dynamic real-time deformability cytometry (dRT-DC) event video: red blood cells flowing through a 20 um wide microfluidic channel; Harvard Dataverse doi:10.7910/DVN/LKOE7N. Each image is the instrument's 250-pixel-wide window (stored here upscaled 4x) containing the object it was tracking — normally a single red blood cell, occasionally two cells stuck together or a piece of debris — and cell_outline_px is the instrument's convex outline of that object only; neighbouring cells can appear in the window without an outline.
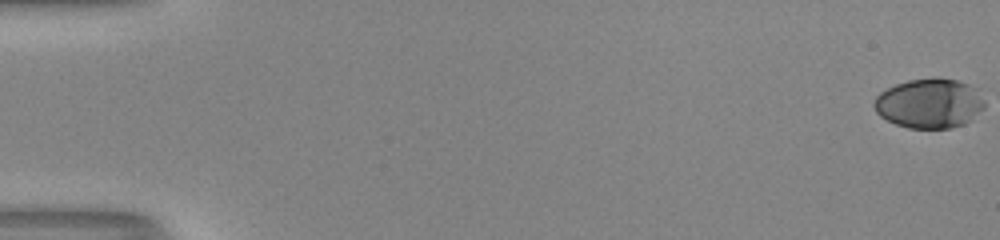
{"species": "human", "species_latin": "Homo sapiens", "temperature_condition": "room temperature", "stored_images_in_passage": 55, "camera_frame_rate_fps": 3000, "um_per_image_px": 0.085, "donor": {"sex": "male"}, "frame": {"image": 1, "passage_image": 1, "time_ms": 0.0, "image_size_px": [1000, 240], "cell_outline_px": [[984, 108], [972, 120], [964, 124], [952, 128], [908, 128], [896, 124], [880, 116], [876, 112], [872, 104], [876, 96], [880, 92], [896, 84], [908, 80], [940, 76], [956, 80], [968, 84], [976, 88], [984, 100]], "centroid_in_image_um": [79.01, 8.78], "position_along_channel_um": 6.0, "area_um2": 32.31}}
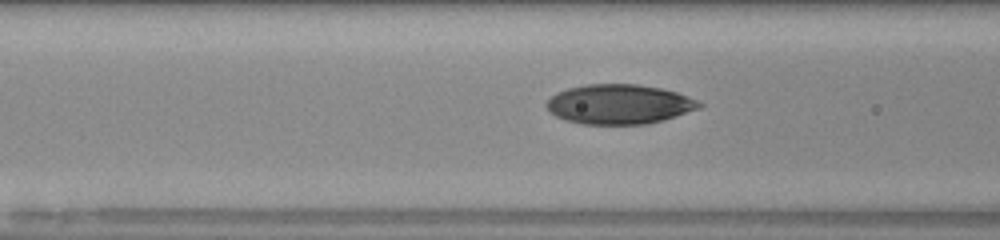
{"frame": {"image": 2, "passage_image": 24, "time_ms": 7.667, "image_size_px": [1000, 240], "cell_outline_px": [[704, 104], [700, 108], [664, 120], [648, 124], [580, 124], [564, 120], [556, 116], [544, 104], [556, 92], [568, 88], [588, 84], [636, 84], [660, 88], [676, 92], [688, 96]], "centroid_in_image_um": [52.63, 8.86], "position_along_channel_um": 114.0, "area_um2": 35.32}}
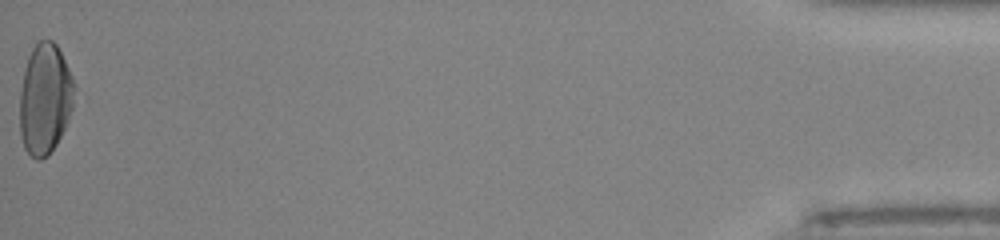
{"frame": {"image": 3, "passage_image": 55, "time_ms": 18.0, "image_size_px": [1000, 240], "cell_outline_px": [[72, 108], [68, 120], [56, 144], [48, 156], [40, 160], [36, 160], [24, 148], [20, 136], [20, 92], [24, 68], [28, 56], [32, 48], [40, 40], [52, 40], [56, 44], [72, 76]], "centroid_in_image_um": [3.78, 8.43], "position_along_channel_um": 431.4, "area_um2": 34.85}, "authors_computed_cell_mechanics": {"area_um2": 34.391, "velocity_mm_per_s": 4.0336, "shape_relaxation_time_tau1_ms": 8.4033, "shape_relaxation_time_tau2_ms": 0.9002, "deformation_change_tau1": 0.2778, "deformation_change_tau2": 0.0509}}